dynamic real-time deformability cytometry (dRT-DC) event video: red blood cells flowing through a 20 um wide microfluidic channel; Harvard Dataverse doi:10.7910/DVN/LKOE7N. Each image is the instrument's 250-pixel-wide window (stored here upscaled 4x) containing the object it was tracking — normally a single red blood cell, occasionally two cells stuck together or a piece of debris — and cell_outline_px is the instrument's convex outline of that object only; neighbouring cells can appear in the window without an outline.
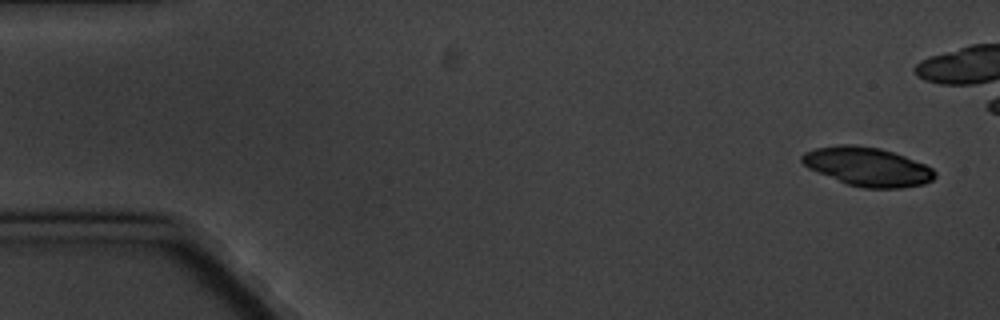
{"species": "common noctule bat (a hibernating species)", "species_latin": "Nyctalus noctula", "temperature_condition": "cold", "stored_images_in_passage": 6, "camera_frame_rate_fps": 3000, "um_per_image_px": 0.085, "animal": {"sex": "male", "body_mass_g": 20.1, "forearm_length_mm": 53.5}, "frame": {"image": 1, "passage_image": 1, "time_ms": 0.0, "image_size_px": [1000, 320], "cell_outline_px": [[936, 176], [932, 180], [924, 184], [904, 188], [864, 188], [848, 184], [816, 172], [808, 168], [800, 160], [800, 156], [804, 152], [816, 148], [836, 144], [852, 144], [880, 148], [904, 156], [924, 164], [932, 168], [936, 172]], "centroid_in_image_um": [73.72, 14.16], "position_along_channel_um": 11.3, "area_um2": 30.11}}